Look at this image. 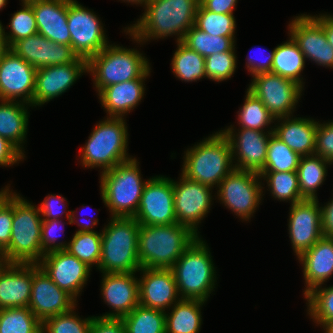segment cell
<instances>
[{"label":"cell","instance_id":"cell-6","mask_svg":"<svg viewBox=\"0 0 333 333\" xmlns=\"http://www.w3.org/2000/svg\"><path fill=\"white\" fill-rule=\"evenodd\" d=\"M208 248L198 236L172 266L181 299L205 302L214 290L216 270Z\"/></svg>","mask_w":333,"mask_h":333},{"label":"cell","instance_id":"cell-2","mask_svg":"<svg viewBox=\"0 0 333 333\" xmlns=\"http://www.w3.org/2000/svg\"><path fill=\"white\" fill-rule=\"evenodd\" d=\"M197 237L189 227L178 223L140 225L138 259L141 268L171 269Z\"/></svg>","mask_w":333,"mask_h":333},{"label":"cell","instance_id":"cell-26","mask_svg":"<svg viewBox=\"0 0 333 333\" xmlns=\"http://www.w3.org/2000/svg\"><path fill=\"white\" fill-rule=\"evenodd\" d=\"M26 1L34 11L38 33L55 43L71 46L68 0Z\"/></svg>","mask_w":333,"mask_h":333},{"label":"cell","instance_id":"cell-27","mask_svg":"<svg viewBox=\"0 0 333 333\" xmlns=\"http://www.w3.org/2000/svg\"><path fill=\"white\" fill-rule=\"evenodd\" d=\"M306 283L304 296L333 274V237L322 236L299 258Z\"/></svg>","mask_w":333,"mask_h":333},{"label":"cell","instance_id":"cell-49","mask_svg":"<svg viewBox=\"0 0 333 333\" xmlns=\"http://www.w3.org/2000/svg\"><path fill=\"white\" fill-rule=\"evenodd\" d=\"M61 223L60 219L55 220H42V227H41V249H42V257L44 254L58 251V250H65L68 246V243H55L56 242V229ZM60 227V226H59Z\"/></svg>","mask_w":333,"mask_h":333},{"label":"cell","instance_id":"cell-17","mask_svg":"<svg viewBox=\"0 0 333 333\" xmlns=\"http://www.w3.org/2000/svg\"><path fill=\"white\" fill-rule=\"evenodd\" d=\"M76 305V300L71 295L60 289L38 264L33 263V281L28 308L41 322L51 316L68 313Z\"/></svg>","mask_w":333,"mask_h":333},{"label":"cell","instance_id":"cell-35","mask_svg":"<svg viewBox=\"0 0 333 333\" xmlns=\"http://www.w3.org/2000/svg\"><path fill=\"white\" fill-rule=\"evenodd\" d=\"M182 43L204 58L214 53L235 51L234 37L212 36L195 25L185 33Z\"/></svg>","mask_w":333,"mask_h":333},{"label":"cell","instance_id":"cell-59","mask_svg":"<svg viewBox=\"0 0 333 333\" xmlns=\"http://www.w3.org/2000/svg\"><path fill=\"white\" fill-rule=\"evenodd\" d=\"M323 329L326 331L325 333H333V321L326 324Z\"/></svg>","mask_w":333,"mask_h":333},{"label":"cell","instance_id":"cell-47","mask_svg":"<svg viewBox=\"0 0 333 333\" xmlns=\"http://www.w3.org/2000/svg\"><path fill=\"white\" fill-rule=\"evenodd\" d=\"M6 186L0 191V252L2 253L11 240L13 222V193Z\"/></svg>","mask_w":333,"mask_h":333},{"label":"cell","instance_id":"cell-7","mask_svg":"<svg viewBox=\"0 0 333 333\" xmlns=\"http://www.w3.org/2000/svg\"><path fill=\"white\" fill-rule=\"evenodd\" d=\"M137 159L132 158L101 172L100 191L112 217H134L147 181L143 182Z\"/></svg>","mask_w":333,"mask_h":333},{"label":"cell","instance_id":"cell-46","mask_svg":"<svg viewBox=\"0 0 333 333\" xmlns=\"http://www.w3.org/2000/svg\"><path fill=\"white\" fill-rule=\"evenodd\" d=\"M234 51L220 52L205 58V74L208 79L223 81L230 78L236 69Z\"/></svg>","mask_w":333,"mask_h":333},{"label":"cell","instance_id":"cell-31","mask_svg":"<svg viewBox=\"0 0 333 333\" xmlns=\"http://www.w3.org/2000/svg\"><path fill=\"white\" fill-rule=\"evenodd\" d=\"M204 301L180 299L172 306L170 314H165L166 333H199Z\"/></svg>","mask_w":333,"mask_h":333},{"label":"cell","instance_id":"cell-30","mask_svg":"<svg viewBox=\"0 0 333 333\" xmlns=\"http://www.w3.org/2000/svg\"><path fill=\"white\" fill-rule=\"evenodd\" d=\"M0 103V136L12 143L23 155L22 143L27 135L28 109L24 102L1 100ZM26 106V107H25Z\"/></svg>","mask_w":333,"mask_h":333},{"label":"cell","instance_id":"cell-1","mask_svg":"<svg viewBox=\"0 0 333 333\" xmlns=\"http://www.w3.org/2000/svg\"><path fill=\"white\" fill-rule=\"evenodd\" d=\"M199 4L200 0H148L143 16L126 32L137 43L173 34L177 35V42H182L185 33L195 25Z\"/></svg>","mask_w":333,"mask_h":333},{"label":"cell","instance_id":"cell-37","mask_svg":"<svg viewBox=\"0 0 333 333\" xmlns=\"http://www.w3.org/2000/svg\"><path fill=\"white\" fill-rule=\"evenodd\" d=\"M0 333H42V322L28 307L0 309Z\"/></svg>","mask_w":333,"mask_h":333},{"label":"cell","instance_id":"cell-5","mask_svg":"<svg viewBox=\"0 0 333 333\" xmlns=\"http://www.w3.org/2000/svg\"><path fill=\"white\" fill-rule=\"evenodd\" d=\"M39 207L13 193V222L9 246L1 253V262L38 263L42 259Z\"/></svg>","mask_w":333,"mask_h":333},{"label":"cell","instance_id":"cell-60","mask_svg":"<svg viewBox=\"0 0 333 333\" xmlns=\"http://www.w3.org/2000/svg\"><path fill=\"white\" fill-rule=\"evenodd\" d=\"M124 2L126 1H128V3H130V2H132L133 4L135 3V4H141V5H146L147 4V2H148V0H123Z\"/></svg>","mask_w":333,"mask_h":333},{"label":"cell","instance_id":"cell-38","mask_svg":"<svg viewBox=\"0 0 333 333\" xmlns=\"http://www.w3.org/2000/svg\"><path fill=\"white\" fill-rule=\"evenodd\" d=\"M260 177L267 181L271 195L275 199L290 201L295 204L304 200L300 194L297 171L289 172H259Z\"/></svg>","mask_w":333,"mask_h":333},{"label":"cell","instance_id":"cell-16","mask_svg":"<svg viewBox=\"0 0 333 333\" xmlns=\"http://www.w3.org/2000/svg\"><path fill=\"white\" fill-rule=\"evenodd\" d=\"M37 264L60 289L75 300L85 286L91 270L66 250L46 253Z\"/></svg>","mask_w":333,"mask_h":333},{"label":"cell","instance_id":"cell-21","mask_svg":"<svg viewBox=\"0 0 333 333\" xmlns=\"http://www.w3.org/2000/svg\"><path fill=\"white\" fill-rule=\"evenodd\" d=\"M289 35L305 56L316 64L333 68V48L323 27L310 15H300L289 24Z\"/></svg>","mask_w":333,"mask_h":333},{"label":"cell","instance_id":"cell-25","mask_svg":"<svg viewBox=\"0 0 333 333\" xmlns=\"http://www.w3.org/2000/svg\"><path fill=\"white\" fill-rule=\"evenodd\" d=\"M33 263L0 262V309L28 307Z\"/></svg>","mask_w":333,"mask_h":333},{"label":"cell","instance_id":"cell-33","mask_svg":"<svg viewBox=\"0 0 333 333\" xmlns=\"http://www.w3.org/2000/svg\"><path fill=\"white\" fill-rule=\"evenodd\" d=\"M327 164L332 163L320 156H301L297 167L300 194L304 199H318L316 189L321 186L327 174Z\"/></svg>","mask_w":333,"mask_h":333},{"label":"cell","instance_id":"cell-18","mask_svg":"<svg viewBox=\"0 0 333 333\" xmlns=\"http://www.w3.org/2000/svg\"><path fill=\"white\" fill-rule=\"evenodd\" d=\"M37 69L9 50L0 62V101L20 98L27 106L33 102Z\"/></svg>","mask_w":333,"mask_h":333},{"label":"cell","instance_id":"cell-56","mask_svg":"<svg viewBox=\"0 0 333 333\" xmlns=\"http://www.w3.org/2000/svg\"><path fill=\"white\" fill-rule=\"evenodd\" d=\"M324 29L327 41L333 48V16L332 15H319L312 16Z\"/></svg>","mask_w":333,"mask_h":333},{"label":"cell","instance_id":"cell-24","mask_svg":"<svg viewBox=\"0 0 333 333\" xmlns=\"http://www.w3.org/2000/svg\"><path fill=\"white\" fill-rule=\"evenodd\" d=\"M139 278V304L165 312V308L178 302L177 284L171 269L141 268ZM178 295V296H177Z\"/></svg>","mask_w":333,"mask_h":333},{"label":"cell","instance_id":"cell-19","mask_svg":"<svg viewBox=\"0 0 333 333\" xmlns=\"http://www.w3.org/2000/svg\"><path fill=\"white\" fill-rule=\"evenodd\" d=\"M83 72H88V60L81 57L73 63L38 68L30 106L42 105L66 92Z\"/></svg>","mask_w":333,"mask_h":333},{"label":"cell","instance_id":"cell-13","mask_svg":"<svg viewBox=\"0 0 333 333\" xmlns=\"http://www.w3.org/2000/svg\"><path fill=\"white\" fill-rule=\"evenodd\" d=\"M134 219L139 225L177 223L173 180L164 176H156L147 180Z\"/></svg>","mask_w":333,"mask_h":333},{"label":"cell","instance_id":"cell-41","mask_svg":"<svg viewBox=\"0 0 333 333\" xmlns=\"http://www.w3.org/2000/svg\"><path fill=\"white\" fill-rule=\"evenodd\" d=\"M195 26L212 36L235 37L234 15L217 14L207 10L201 3L196 12Z\"/></svg>","mask_w":333,"mask_h":333},{"label":"cell","instance_id":"cell-42","mask_svg":"<svg viewBox=\"0 0 333 333\" xmlns=\"http://www.w3.org/2000/svg\"><path fill=\"white\" fill-rule=\"evenodd\" d=\"M245 102L238 113L241 128L264 131V127L273 123L275 118L269 113L260 99L247 90ZM274 120V121H273Z\"/></svg>","mask_w":333,"mask_h":333},{"label":"cell","instance_id":"cell-12","mask_svg":"<svg viewBox=\"0 0 333 333\" xmlns=\"http://www.w3.org/2000/svg\"><path fill=\"white\" fill-rule=\"evenodd\" d=\"M94 12L76 0H68V28L71 47L81 58L89 60L108 45L103 26Z\"/></svg>","mask_w":333,"mask_h":333},{"label":"cell","instance_id":"cell-11","mask_svg":"<svg viewBox=\"0 0 333 333\" xmlns=\"http://www.w3.org/2000/svg\"><path fill=\"white\" fill-rule=\"evenodd\" d=\"M252 77L247 90L261 100L275 119L292 116L304 89L300 84L271 72Z\"/></svg>","mask_w":333,"mask_h":333},{"label":"cell","instance_id":"cell-45","mask_svg":"<svg viewBox=\"0 0 333 333\" xmlns=\"http://www.w3.org/2000/svg\"><path fill=\"white\" fill-rule=\"evenodd\" d=\"M21 10L15 12L9 23L11 32L4 33L8 45L11 47L15 42L38 33L36 18L32 6L22 0Z\"/></svg>","mask_w":333,"mask_h":333},{"label":"cell","instance_id":"cell-54","mask_svg":"<svg viewBox=\"0 0 333 333\" xmlns=\"http://www.w3.org/2000/svg\"><path fill=\"white\" fill-rule=\"evenodd\" d=\"M270 54L266 56V59L263 60H256L254 58H251L248 56L247 58V69L248 72H251V75H257L260 73H267L271 72L272 69V63H273V58H274V53H275V48L272 52H269Z\"/></svg>","mask_w":333,"mask_h":333},{"label":"cell","instance_id":"cell-10","mask_svg":"<svg viewBox=\"0 0 333 333\" xmlns=\"http://www.w3.org/2000/svg\"><path fill=\"white\" fill-rule=\"evenodd\" d=\"M260 178L257 172L235 168L217 186V196L222 204L247 221L263 196Z\"/></svg>","mask_w":333,"mask_h":333},{"label":"cell","instance_id":"cell-20","mask_svg":"<svg viewBox=\"0 0 333 333\" xmlns=\"http://www.w3.org/2000/svg\"><path fill=\"white\" fill-rule=\"evenodd\" d=\"M221 131L230 142L232 160L238 159V163L234 165L236 169L259 173L264 168L268 143L274 131L273 128L267 133L254 129L240 128V131L234 134L235 130L231 125Z\"/></svg>","mask_w":333,"mask_h":333},{"label":"cell","instance_id":"cell-3","mask_svg":"<svg viewBox=\"0 0 333 333\" xmlns=\"http://www.w3.org/2000/svg\"><path fill=\"white\" fill-rule=\"evenodd\" d=\"M101 239L102 273H132L141 269L138 259L139 223L134 217H112Z\"/></svg>","mask_w":333,"mask_h":333},{"label":"cell","instance_id":"cell-28","mask_svg":"<svg viewBox=\"0 0 333 333\" xmlns=\"http://www.w3.org/2000/svg\"><path fill=\"white\" fill-rule=\"evenodd\" d=\"M273 134L300 156L314 155L318 122L309 118H277ZM280 120V121H279Z\"/></svg>","mask_w":333,"mask_h":333},{"label":"cell","instance_id":"cell-29","mask_svg":"<svg viewBox=\"0 0 333 333\" xmlns=\"http://www.w3.org/2000/svg\"><path fill=\"white\" fill-rule=\"evenodd\" d=\"M145 79H134L103 88L99 93L101 105L109 117H123L138 105L144 95Z\"/></svg>","mask_w":333,"mask_h":333},{"label":"cell","instance_id":"cell-51","mask_svg":"<svg viewBox=\"0 0 333 333\" xmlns=\"http://www.w3.org/2000/svg\"><path fill=\"white\" fill-rule=\"evenodd\" d=\"M89 333H126L122 319L93 317Z\"/></svg>","mask_w":333,"mask_h":333},{"label":"cell","instance_id":"cell-34","mask_svg":"<svg viewBox=\"0 0 333 333\" xmlns=\"http://www.w3.org/2000/svg\"><path fill=\"white\" fill-rule=\"evenodd\" d=\"M177 46L171 63L174 75L186 82L205 78V58L182 42Z\"/></svg>","mask_w":333,"mask_h":333},{"label":"cell","instance_id":"cell-44","mask_svg":"<svg viewBox=\"0 0 333 333\" xmlns=\"http://www.w3.org/2000/svg\"><path fill=\"white\" fill-rule=\"evenodd\" d=\"M74 309L65 314L46 318L42 322V333H89L94 316L81 319Z\"/></svg>","mask_w":333,"mask_h":333},{"label":"cell","instance_id":"cell-36","mask_svg":"<svg viewBox=\"0 0 333 333\" xmlns=\"http://www.w3.org/2000/svg\"><path fill=\"white\" fill-rule=\"evenodd\" d=\"M166 312L138 305L122 318L126 333H166Z\"/></svg>","mask_w":333,"mask_h":333},{"label":"cell","instance_id":"cell-23","mask_svg":"<svg viewBox=\"0 0 333 333\" xmlns=\"http://www.w3.org/2000/svg\"><path fill=\"white\" fill-rule=\"evenodd\" d=\"M135 273H103L101 293L115 312L98 317L122 319L139 305V283Z\"/></svg>","mask_w":333,"mask_h":333},{"label":"cell","instance_id":"cell-4","mask_svg":"<svg viewBox=\"0 0 333 333\" xmlns=\"http://www.w3.org/2000/svg\"><path fill=\"white\" fill-rule=\"evenodd\" d=\"M182 175L214 187L235 169L228 138L220 130L188 149L184 155Z\"/></svg>","mask_w":333,"mask_h":333},{"label":"cell","instance_id":"cell-39","mask_svg":"<svg viewBox=\"0 0 333 333\" xmlns=\"http://www.w3.org/2000/svg\"><path fill=\"white\" fill-rule=\"evenodd\" d=\"M101 239V232L76 231L71 241L68 242V246L65 250L84 262L90 268L92 265L98 267L102 250Z\"/></svg>","mask_w":333,"mask_h":333},{"label":"cell","instance_id":"cell-8","mask_svg":"<svg viewBox=\"0 0 333 333\" xmlns=\"http://www.w3.org/2000/svg\"><path fill=\"white\" fill-rule=\"evenodd\" d=\"M136 49L107 45L88 60L98 93L105 87L134 79H146L150 65Z\"/></svg>","mask_w":333,"mask_h":333},{"label":"cell","instance_id":"cell-32","mask_svg":"<svg viewBox=\"0 0 333 333\" xmlns=\"http://www.w3.org/2000/svg\"><path fill=\"white\" fill-rule=\"evenodd\" d=\"M305 60L298 44L290 37V40L275 48L271 73L291 79L303 87L300 74L304 69Z\"/></svg>","mask_w":333,"mask_h":333},{"label":"cell","instance_id":"cell-50","mask_svg":"<svg viewBox=\"0 0 333 333\" xmlns=\"http://www.w3.org/2000/svg\"><path fill=\"white\" fill-rule=\"evenodd\" d=\"M64 201L65 198L60 195L57 196L51 194L45 197L41 205H39L40 214L43 215L41 217H44L43 220L59 219L61 215L65 213V211H62V209H66ZM61 207L62 209H59Z\"/></svg>","mask_w":333,"mask_h":333},{"label":"cell","instance_id":"cell-9","mask_svg":"<svg viewBox=\"0 0 333 333\" xmlns=\"http://www.w3.org/2000/svg\"><path fill=\"white\" fill-rule=\"evenodd\" d=\"M128 132L123 117H107L96 124L87 143L81 149L84 167H100L105 172L131 157L127 154Z\"/></svg>","mask_w":333,"mask_h":333},{"label":"cell","instance_id":"cell-62","mask_svg":"<svg viewBox=\"0 0 333 333\" xmlns=\"http://www.w3.org/2000/svg\"><path fill=\"white\" fill-rule=\"evenodd\" d=\"M7 2V0H0V10L3 8V7H5L6 6V3Z\"/></svg>","mask_w":333,"mask_h":333},{"label":"cell","instance_id":"cell-43","mask_svg":"<svg viewBox=\"0 0 333 333\" xmlns=\"http://www.w3.org/2000/svg\"><path fill=\"white\" fill-rule=\"evenodd\" d=\"M308 301V314L315 323L323 327L333 321V286H317L305 295Z\"/></svg>","mask_w":333,"mask_h":333},{"label":"cell","instance_id":"cell-14","mask_svg":"<svg viewBox=\"0 0 333 333\" xmlns=\"http://www.w3.org/2000/svg\"><path fill=\"white\" fill-rule=\"evenodd\" d=\"M173 189L177 223L189 227L198 235L197 225L210 210L212 187L181 175L179 182L173 180Z\"/></svg>","mask_w":333,"mask_h":333},{"label":"cell","instance_id":"cell-48","mask_svg":"<svg viewBox=\"0 0 333 333\" xmlns=\"http://www.w3.org/2000/svg\"><path fill=\"white\" fill-rule=\"evenodd\" d=\"M314 154L333 163V121L318 123Z\"/></svg>","mask_w":333,"mask_h":333},{"label":"cell","instance_id":"cell-22","mask_svg":"<svg viewBox=\"0 0 333 333\" xmlns=\"http://www.w3.org/2000/svg\"><path fill=\"white\" fill-rule=\"evenodd\" d=\"M10 50L36 69L73 63L79 58L70 45L55 43L39 33L15 42Z\"/></svg>","mask_w":333,"mask_h":333},{"label":"cell","instance_id":"cell-55","mask_svg":"<svg viewBox=\"0 0 333 333\" xmlns=\"http://www.w3.org/2000/svg\"><path fill=\"white\" fill-rule=\"evenodd\" d=\"M322 210V229L324 236L333 237V198Z\"/></svg>","mask_w":333,"mask_h":333},{"label":"cell","instance_id":"cell-40","mask_svg":"<svg viewBox=\"0 0 333 333\" xmlns=\"http://www.w3.org/2000/svg\"><path fill=\"white\" fill-rule=\"evenodd\" d=\"M300 158L298 153L272 134L268 143L265 165L260 172L297 171Z\"/></svg>","mask_w":333,"mask_h":333},{"label":"cell","instance_id":"cell-52","mask_svg":"<svg viewBox=\"0 0 333 333\" xmlns=\"http://www.w3.org/2000/svg\"><path fill=\"white\" fill-rule=\"evenodd\" d=\"M24 155L7 139L0 136V165L11 166L24 159Z\"/></svg>","mask_w":333,"mask_h":333},{"label":"cell","instance_id":"cell-53","mask_svg":"<svg viewBox=\"0 0 333 333\" xmlns=\"http://www.w3.org/2000/svg\"><path fill=\"white\" fill-rule=\"evenodd\" d=\"M200 3L217 14H233L237 0H200Z\"/></svg>","mask_w":333,"mask_h":333},{"label":"cell","instance_id":"cell-58","mask_svg":"<svg viewBox=\"0 0 333 333\" xmlns=\"http://www.w3.org/2000/svg\"><path fill=\"white\" fill-rule=\"evenodd\" d=\"M91 222H92L91 225H90V223L88 225L87 224H83V223L82 224L78 223V226L81 227V229H79L78 232H93V231H95V230H93L92 227L95 226L98 223V219L93 220Z\"/></svg>","mask_w":333,"mask_h":333},{"label":"cell","instance_id":"cell-57","mask_svg":"<svg viewBox=\"0 0 333 333\" xmlns=\"http://www.w3.org/2000/svg\"><path fill=\"white\" fill-rule=\"evenodd\" d=\"M10 50L7 39H0V62L5 54Z\"/></svg>","mask_w":333,"mask_h":333},{"label":"cell","instance_id":"cell-61","mask_svg":"<svg viewBox=\"0 0 333 333\" xmlns=\"http://www.w3.org/2000/svg\"><path fill=\"white\" fill-rule=\"evenodd\" d=\"M4 33H5V30L0 22V39H6Z\"/></svg>","mask_w":333,"mask_h":333},{"label":"cell","instance_id":"cell-15","mask_svg":"<svg viewBox=\"0 0 333 333\" xmlns=\"http://www.w3.org/2000/svg\"><path fill=\"white\" fill-rule=\"evenodd\" d=\"M290 206L289 238L299 258L324 236L322 210L317 199H304Z\"/></svg>","mask_w":333,"mask_h":333}]
</instances>
